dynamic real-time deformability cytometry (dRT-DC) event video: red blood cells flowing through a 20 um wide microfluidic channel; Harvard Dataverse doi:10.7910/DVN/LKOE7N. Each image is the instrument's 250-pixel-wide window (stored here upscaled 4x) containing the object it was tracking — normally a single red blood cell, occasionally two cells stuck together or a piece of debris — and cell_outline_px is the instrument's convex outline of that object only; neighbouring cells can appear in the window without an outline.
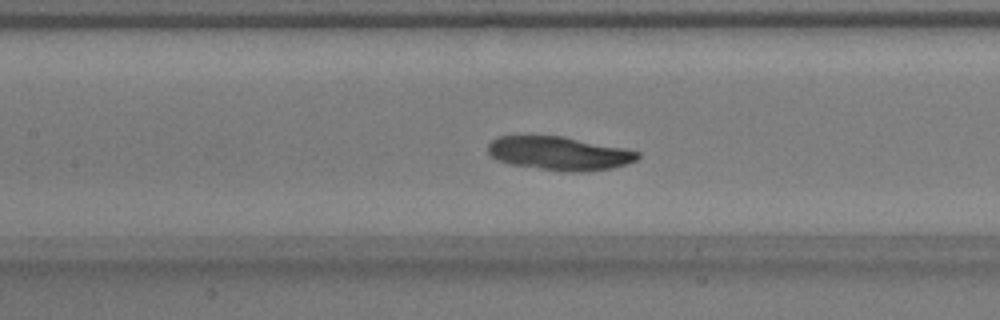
{"species": "common noctule bat (a hibernating species)", "species_latin": "Nyctalus noctula", "temperature_condition": "warm", "stored_images_in_passage": 54, "camera_frame_rate_fps": 3000, "um_per_image_px": 0.085, "animal": {"sex": "male", "body_mass_g": 17.9}, "frame": {"image": 1, "passage_image": 25, "time_ms": 8.0, "image_size_px": [1000, 320], "cell_outline_px": [[640, 156], [636, 160], [628, 164], [612, 168], [584, 172], [564, 172], [512, 164], [500, 160], [492, 156], [488, 152], [488, 144], [492, 140], [500, 136], [564, 136], [624, 148], [640, 152]], "centroid_in_image_um": [47.59, 13.04], "position_along_channel_um": 159.8, "area_um2": 29.25}}
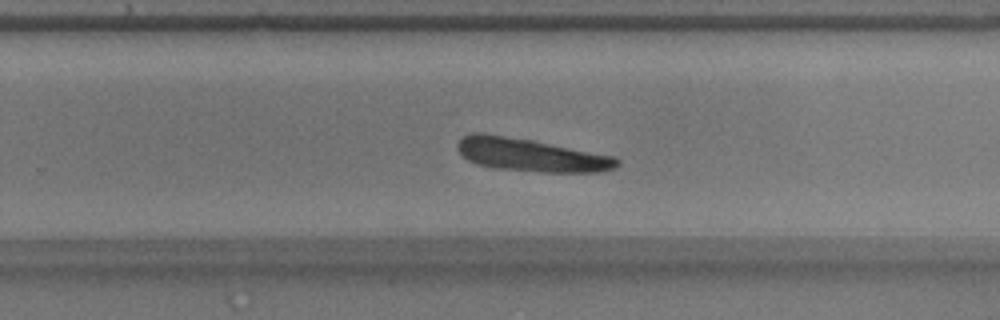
{"frame": {"image": 2, "passage_image": 35, "time_ms": 11.333, "image_size_px": [1000, 320], "cell_outline_px": [[620, 164], [616, 168], [600, 172], [540, 172], [496, 168], [476, 164], [468, 160], [456, 148], [456, 144], [468, 132], [484, 132], [532, 140], [616, 156], [620, 160]], "centroid_in_image_um": [45.14, 13.16], "position_along_channel_um": 284.7, "area_um2": 30.98}}
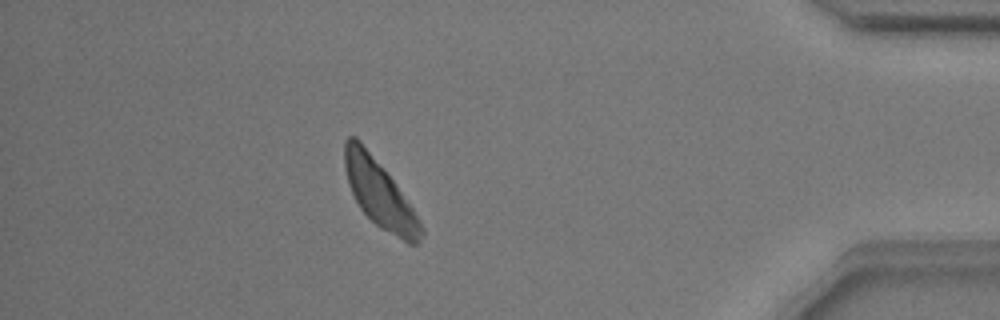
{"frame": {"image": 3, "passage_image": 48, "time_ms": 15.667, "image_size_px": [1000, 320], "cell_outline_px": [[424, 232], [420, 240], [416, 244], [408, 244], [380, 228], [360, 208], [348, 184], [344, 168], [344, 140], [348, 136], [356, 136], [360, 140], [392, 180], [412, 208], [424, 228]], "centroid_in_image_um": [32.24, 16.48], "position_along_channel_um": 403.0, "area_um2": 29.48}, "authors_computed_cell_mechanics": {"area_um2": 29.5647, "velocity_mm_per_s": 3.7584, "shape_relaxation_time_tau1_ms": 1.6294, "shape_relaxation_time_tau2_ms": null, "deformation_change_tau1": null, "deformation_change_tau2": null}}